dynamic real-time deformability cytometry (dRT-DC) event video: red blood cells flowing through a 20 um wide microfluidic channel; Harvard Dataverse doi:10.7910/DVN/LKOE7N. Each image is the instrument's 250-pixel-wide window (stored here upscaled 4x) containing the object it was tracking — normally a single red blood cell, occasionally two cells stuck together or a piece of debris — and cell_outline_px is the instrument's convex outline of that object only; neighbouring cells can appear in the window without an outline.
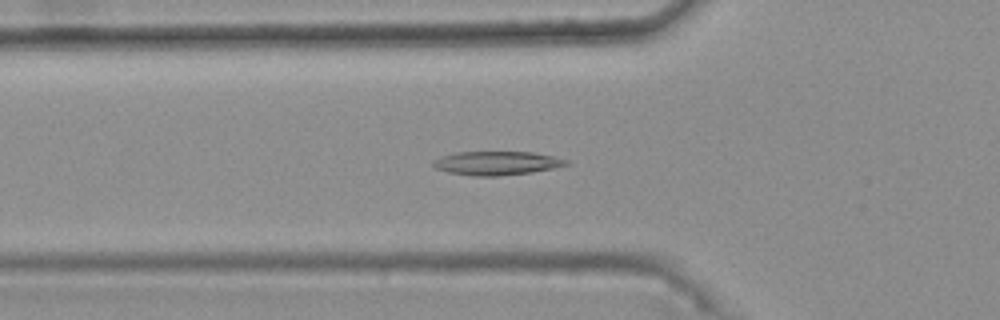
{"species": "common noctule bat (a hibernating species)", "species_latin": "Nyctalus noctula", "temperature_condition": "warm", "stored_images_in_passage": 47, "camera_frame_rate_fps": 3000, "um_per_image_px": 0.085, "animal": {"sex": "female", "body_mass_g": 25.1}, "frame": {"image": 1, "passage_image": 19, "time_ms": 6.0, "image_size_px": [1000, 320], "cell_outline_px": [[572, 164], [532, 172], [496, 176], [476, 176], [448, 172], [436, 168], [432, 164], [440, 156], [456, 152], [532, 152], [552, 156], [568, 160]], "centroid_in_image_um": [42.24, 13.86], "position_along_channel_um": 83.6, "area_um2": 18.26}}
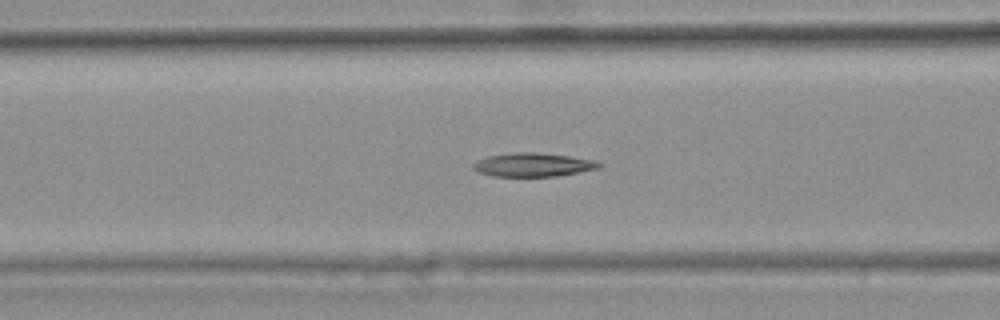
{"frame": {"image": 2, "passage_image": 22, "time_ms": 7.0, "image_size_px": [1000, 320], "cell_outline_px": [[604, 164], [600, 168], [556, 176], [492, 176], [480, 172], [472, 168], [472, 164], [476, 160], [488, 156], [512, 152], [536, 152], [568, 156], [596, 160]], "centroid_in_image_um": [45.31, 13.99], "position_along_channel_um": 121.3, "area_um2": 17.4}}
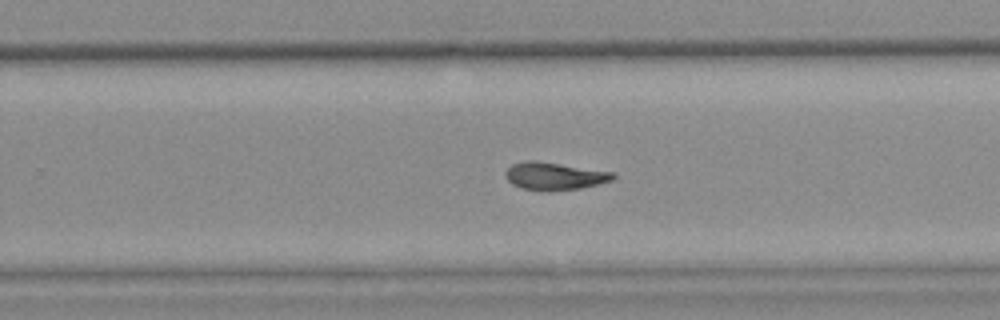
{"frame": {"image": 3, "passage_image": 35, "time_ms": 11.333, "image_size_px": [1000, 320], "cell_outline_px": [[616, 176], [612, 180], [580, 188], [548, 192], [540, 192], [520, 188], [512, 184], [504, 176], [504, 172], [512, 164], [524, 160], [536, 160], [616, 172]], "centroid_in_image_um": [47.09, 14.97], "position_along_channel_um": 282.7, "area_um2": 17.74}, "authors_computed_cell_mechanics": {"area_um2": 17.7446, "velocity_mm_per_s": 3.7321, "shape_relaxation_time_tau1_ms": null, "shape_relaxation_time_tau2_ms": 7.0579, "deformation_change_tau1": null, "deformation_change_tau2": 0.1414}}